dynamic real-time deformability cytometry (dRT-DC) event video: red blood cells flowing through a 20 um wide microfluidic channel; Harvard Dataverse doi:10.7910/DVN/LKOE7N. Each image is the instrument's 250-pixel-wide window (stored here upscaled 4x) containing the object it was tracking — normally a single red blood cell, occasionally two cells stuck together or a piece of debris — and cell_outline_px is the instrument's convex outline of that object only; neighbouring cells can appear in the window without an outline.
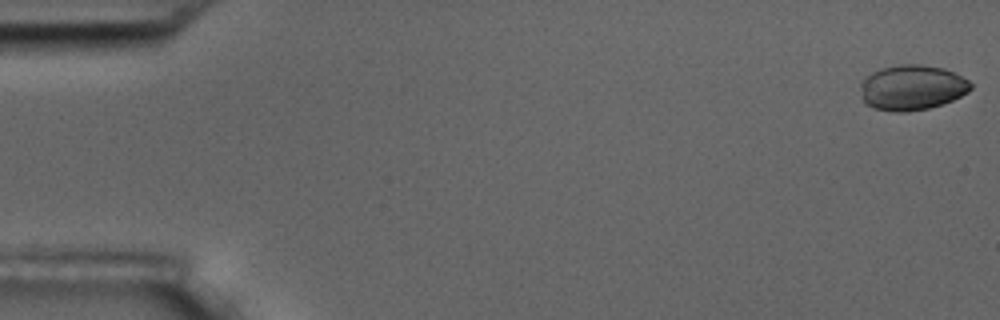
{"species": "common noctule bat (a hibernating species)", "species_latin": "Nyctalus noctula", "temperature_condition": "room temperature", "stored_images_in_passage": 56, "camera_frame_rate_fps": 3000, "um_per_image_px": 0.085, "animal": {"sex": "male", "body_mass_g": 17.5, "forearm_length_mm": 52.3}, "frame": {"image": 1, "passage_image": 1, "time_ms": 0.0, "image_size_px": [1000, 320], "cell_outline_px": [[972, 88], [968, 92], [952, 100], [928, 108], [908, 112], [892, 112], [872, 108], [864, 104], [860, 88], [860, 80], [864, 76], [872, 72], [884, 68], [900, 64], [920, 64], [944, 68], [968, 80], [972, 84]], "centroid_in_image_um": [77.47, 7.45], "position_along_channel_um": 7.5, "area_um2": 29.25}}
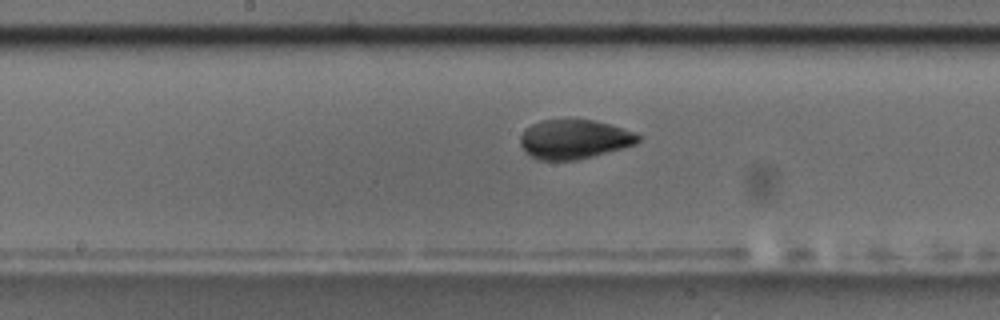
{"frame": {"image": 2, "passage_image": 29, "time_ms": 9.333, "image_size_px": [1000, 320], "cell_outline_px": [[640, 140], [636, 144], [624, 148], [576, 160], [540, 160], [524, 152], [520, 144], [520, 136], [524, 128], [540, 120], [592, 120], [624, 128], [640, 136]], "centroid_in_image_um": [48.77, 11.84], "position_along_channel_um": 199.4, "area_um2": 26.93}}
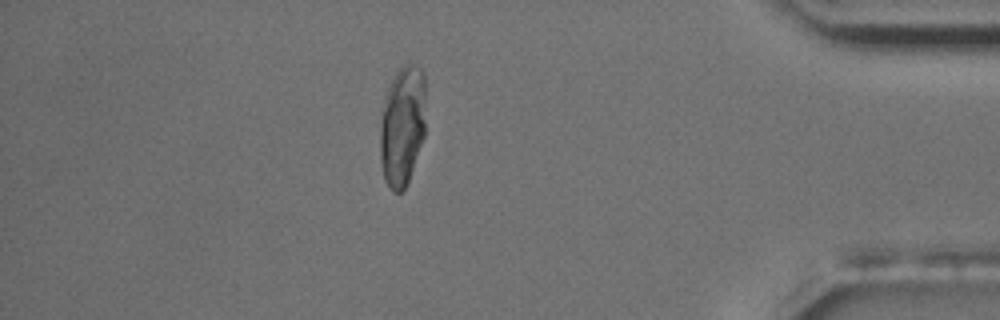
{"frame": {"image": 3, "passage_image": 49, "time_ms": 16.0, "image_size_px": [1000, 320], "cell_outline_px": [[424, 136], [408, 184], [400, 192], [392, 192], [388, 188], [384, 180], [380, 160], [380, 120], [384, 96], [396, 72], [404, 64], [412, 64], [420, 68], [424, 72]], "centroid_in_image_um": [34.17, 10.74], "position_along_channel_um": 401.0, "area_um2": 32.31}, "authors_computed_cell_mechanics": {"area_um2": 28.9289, "velocity_mm_per_s": 3.6108, "shape_relaxation_time_tau1_ms": 6.6621, "shape_relaxation_time_tau2_ms": 0.9992, "deformation_change_tau1": 0.2019, "deformation_change_tau2": 0.0424}}